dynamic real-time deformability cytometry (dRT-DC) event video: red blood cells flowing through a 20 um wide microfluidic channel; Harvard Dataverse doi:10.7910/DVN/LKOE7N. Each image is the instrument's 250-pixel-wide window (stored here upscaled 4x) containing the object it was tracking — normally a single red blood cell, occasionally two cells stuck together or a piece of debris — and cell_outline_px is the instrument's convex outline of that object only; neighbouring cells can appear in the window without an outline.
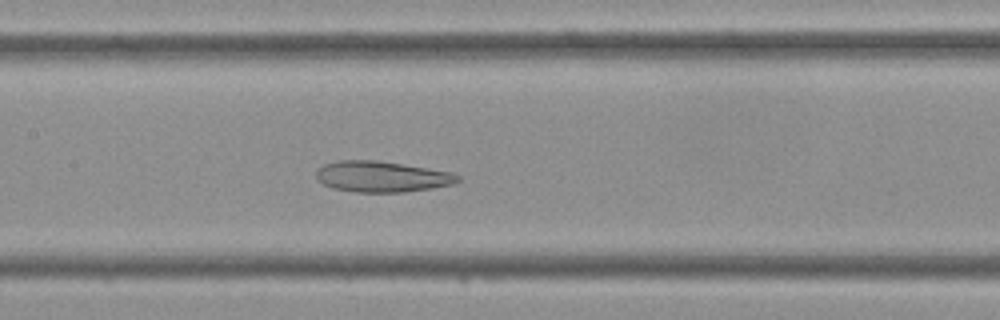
{"species": "Egyptian fruit bat (a non-hibernating species)", "species_latin": "Rousettus aegyptiacus", "temperature_condition": "cold", "stored_images_in_passage": 44, "segment_of_instrument_passage": [1, 2], "camera_frame_rate_fps": 3000, "um_per_image_px": 0.085, "frame": {"image": 1, "passage_image": 20, "time_ms": 6.333, "image_size_px": [1000, 320], "cell_outline_px": [[460, 180], [452, 184], [432, 188], [404, 192], [356, 192], [332, 188], [316, 180], [316, 168], [324, 164], [336, 160], [376, 160], [428, 168], [452, 172], [460, 176]], "centroid_in_image_um": [32.41, 15.01], "position_along_channel_um": 175.0, "area_um2": 25.61}}
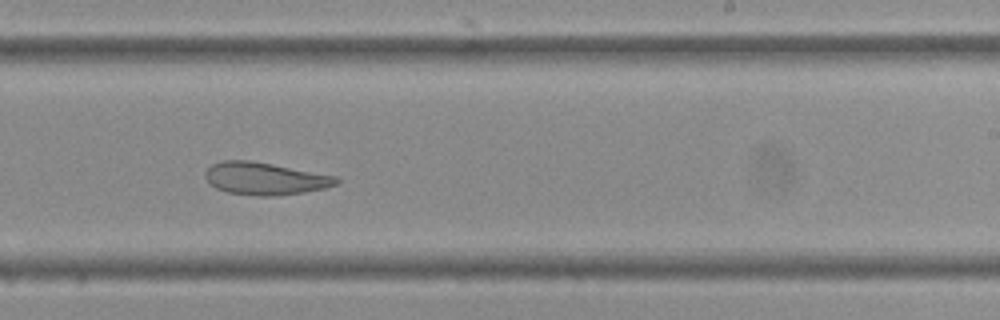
{"frame": {"image": 2, "passage_image": 26, "time_ms": 8.333, "image_size_px": [1000, 320], "cell_outline_px": [[340, 180], [336, 184], [324, 188], [304, 192], [268, 196], [260, 196], [228, 192], [216, 188], [208, 184], [204, 176], [204, 172], [212, 164], [220, 160], [248, 160], [272, 164], [340, 176]], "centroid_in_image_um": [22.51, 15.17], "position_along_channel_um": 266.5, "area_um2": 24.85}}
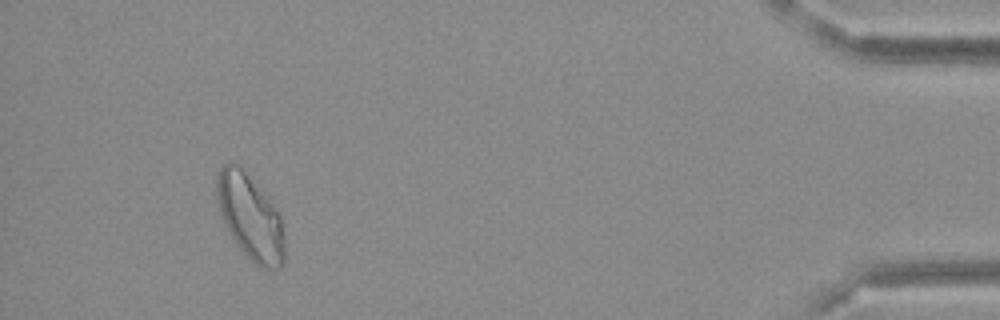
{"frame": {"image": 3, "passage_image": 40, "time_ms": 13.0, "image_size_px": [1000, 320], "cell_outline_px": [[284, 264], [280, 268], [264, 268], [256, 264], [244, 256], [228, 232], [220, 216], [216, 196], [216, 176], [220, 168], [224, 164], [232, 160], [240, 164], [280, 212], [284, 236]], "centroid_in_image_um": [21.25, 18.42], "position_along_channel_um": 414.0, "area_um2": 34.39}}